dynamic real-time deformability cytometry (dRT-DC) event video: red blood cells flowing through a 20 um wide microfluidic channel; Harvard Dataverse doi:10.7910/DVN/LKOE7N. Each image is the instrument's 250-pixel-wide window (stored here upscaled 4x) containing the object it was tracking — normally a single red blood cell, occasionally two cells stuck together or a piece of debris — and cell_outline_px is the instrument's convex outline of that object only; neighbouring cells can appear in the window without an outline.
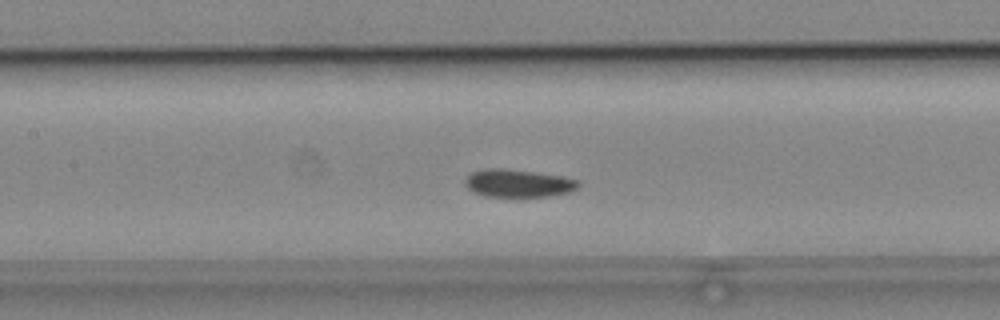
{"species": "common noctule bat (a hibernating species)", "species_latin": "Nyctalus noctula", "temperature_condition": "cold", "stored_images_in_passage": 40, "camera_frame_rate_fps": 3000, "um_per_image_px": 0.085, "animal": {"sex": "male", "body_mass_g": 19.2, "forearm_length_mm": 51.8}, "frame": {"image": 1, "passage_image": 10, "time_ms": 3.0, "image_size_px": [1000, 320], "cell_outline_px": [[580, 184], [572, 192], [548, 196], [484, 196], [472, 192], [464, 184], [464, 180], [472, 172], [484, 168], [504, 168], [560, 176], [580, 180]], "centroid_in_image_um": [44.02, 15.57], "position_along_channel_um": 163.4, "area_um2": 18.32}}
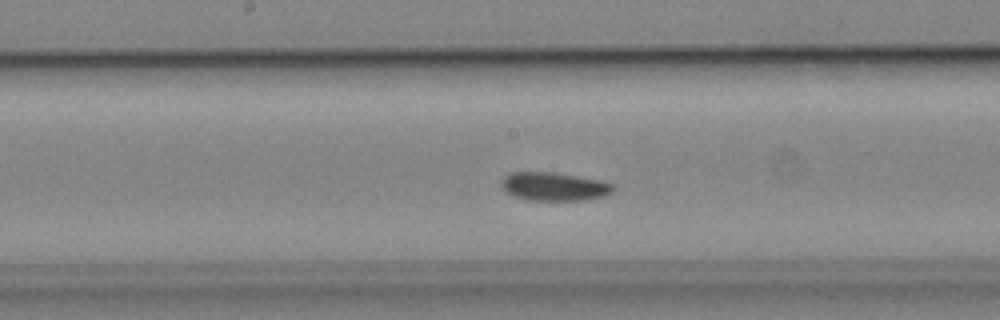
{"frame": {"image": 2, "passage_image": 13, "time_ms": 4.0, "image_size_px": [1000, 320], "cell_outline_px": [[616, 188], [612, 192], [604, 196], [584, 200], [528, 200], [512, 196], [500, 184], [500, 180], [504, 176], [512, 172], [552, 172], [600, 180], [612, 184]], "centroid_in_image_um": [47.09, 15.85], "position_along_channel_um": 201.1, "area_um2": 18.5}}
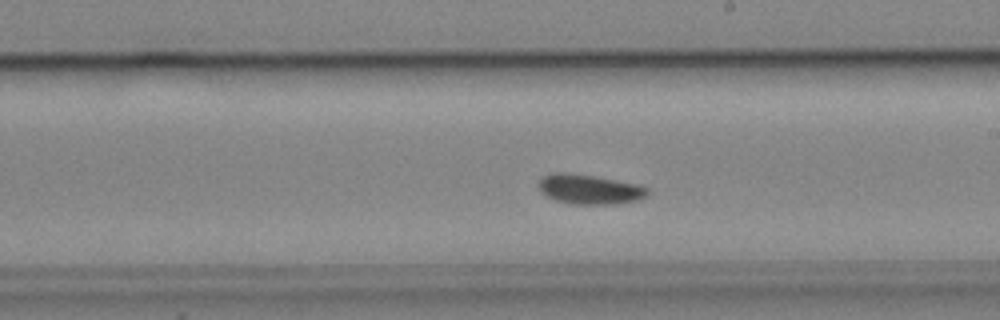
{"frame": {"image": 3, "passage_image": 16, "time_ms": 5.0, "image_size_px": [1000, 320], "cell_outline_px": [[648, 192], [644, 196], [636, 200], [616, 204], [572, 204], [556, 200], [540, 192], [536, 184], [544, 176], [552, 172], [564, 172], [592, 176], [616, 180], [636, 184], [648, 188]], "centroid_in_image_um": [50.04, 16.09], "position_along_channel_um": 239.0, "area_um2": 18.67}}